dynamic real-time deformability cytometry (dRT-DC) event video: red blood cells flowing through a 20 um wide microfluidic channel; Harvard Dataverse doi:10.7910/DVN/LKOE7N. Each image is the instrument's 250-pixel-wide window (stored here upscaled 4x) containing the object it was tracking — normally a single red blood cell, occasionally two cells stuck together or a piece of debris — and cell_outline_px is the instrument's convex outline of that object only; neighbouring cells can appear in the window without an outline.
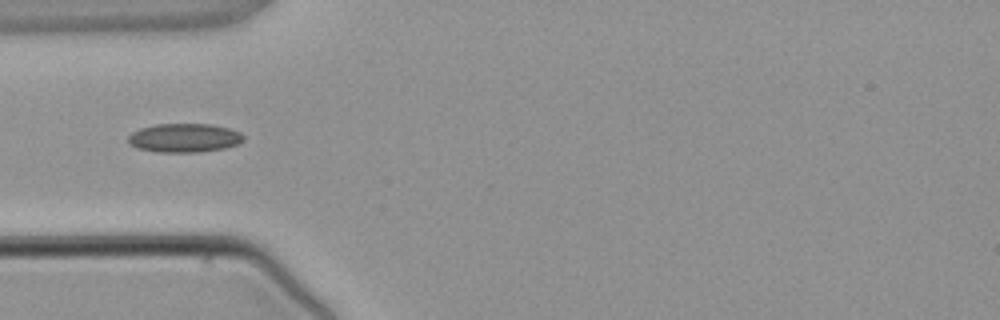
{"species": "common noctule bat (a hibernating species)", "species_latin": "Nyctalus noctula", "temperature_condition": "warm", "stored_images_in_passage": 5, "camera_frame_rate_fps": 3000, "um_per_image_px": 0.085, "animal": {"sex": "male", "body_mass_g": 21.5, "forearm_length_mm": 52.0}, "frame": {"image": 1, "passage_image": 4, "time_ms": 3.667, "image_size_px": [1000, 320], "cell_outline_px": [[244, 140], [236, 144], [224, 148], [200, 152], [160, 152], [136, 148], [128, 144], [128, 136], [132, 132], [140, 128], [156, 124], [212, 124], [228, 128], [240, 132], [244, 136]], "centroid_in_image_um": [15.64, 11.72], "position_along_channel_um": 69.4, "area_um2": 19.42}}